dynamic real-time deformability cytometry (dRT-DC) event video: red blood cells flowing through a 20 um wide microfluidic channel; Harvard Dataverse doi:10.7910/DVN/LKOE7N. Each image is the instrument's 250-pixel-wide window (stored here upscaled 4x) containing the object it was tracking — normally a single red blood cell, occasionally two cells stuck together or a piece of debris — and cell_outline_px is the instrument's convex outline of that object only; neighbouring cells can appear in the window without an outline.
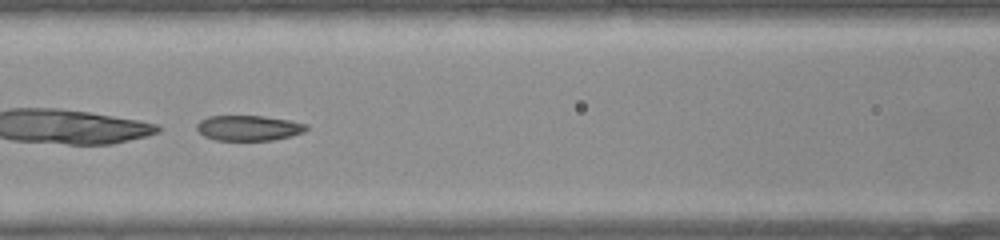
{"species": "common noctule bat (a hibernating species)", "species_latin": "Nyctalus noctula", "temperature_condition": "warm", "stored_images_in_passage": 28, "camera_frame_rate_fps": 3000, "um_per_image_px": 0.085, "animal": {"sex": "female", "body_mass_g": 22.0, "forearm_length_mm": 56.7}, "frame": {"image": 1, "passage_image": 5, "time_ms": 1.333, "image_size_px": [1000, 240], "cell_outline_px": [[308, 128], [304, 132], [292, 136], [272, 140], [216, 140], [204, 136], [196, 128], [196, 124], [200, 120], [208, 116], [264, 116], [288, 120], [308, 124]], "centroid_in_image_um": [21.14, 10.88], "position_along_channel_um": 145.5, "area_um2": 16.18}}
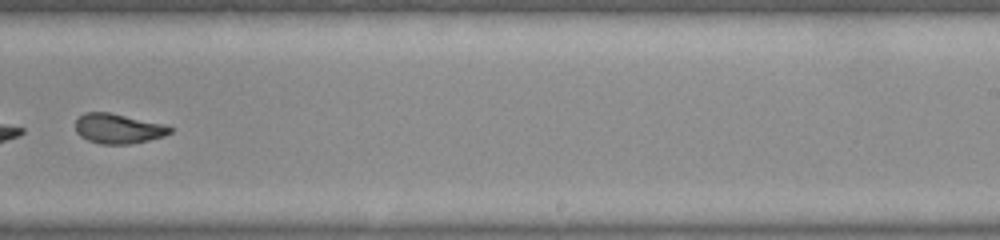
{"frame": {"image": 2, "passage_image": 13, "time_ms": 4.0, "image_size_px": [1000, 240], "cell_outline_px": [[172, 132], [164, 136], [148, 140], [128, 144], [100, 144], [88, 140], [80, 136], [76, 132], [76, 120], [84, 112], [108, 112], [164, 124], [172, 128]], "centroid_in_image_um": [10.03, 10.93], "position_along_channel_um": 279.0, "area_um2": 16.36}}
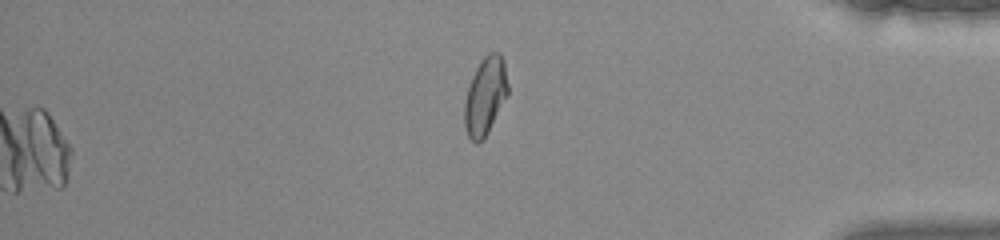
{"frame": {"image": 3, "passage_image": 28, "time_ms": 9.0, "image_size_px": [1000, 240], "cell_outline_px": [[508, 96], [484, 140], [476, 144], [468, 136], [464, 124], [464, 104], [468, 88], [472, 76], [480, 60], [488, 52], [500, 52], [504, 60], [508, 84]], "centroid_in_image_um": [41.26, 8.16], "position_along_channel_um": 393.9, "area_um2": 20.0}}